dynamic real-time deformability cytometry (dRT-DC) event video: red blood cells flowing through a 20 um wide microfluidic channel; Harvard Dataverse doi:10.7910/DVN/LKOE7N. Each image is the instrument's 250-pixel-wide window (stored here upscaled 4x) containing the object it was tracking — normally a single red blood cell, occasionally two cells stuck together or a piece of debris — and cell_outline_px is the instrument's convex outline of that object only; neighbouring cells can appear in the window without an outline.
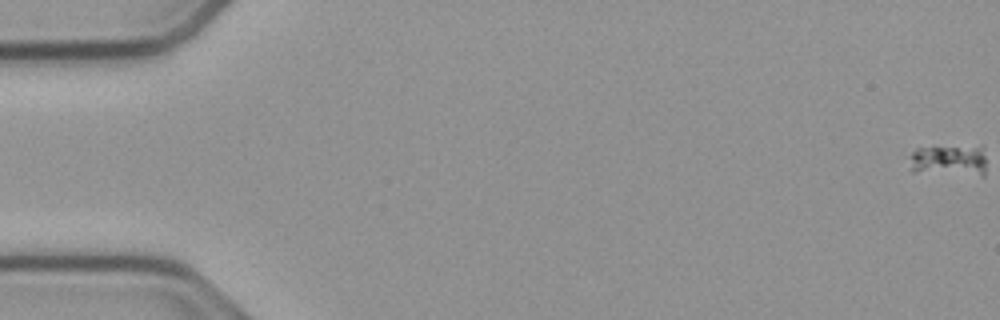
{"species": "common noctule bat (a hibernating species)", "species_latin": "Nyctalus noctula", "temperature_condition": "cold", "stored_images_in_passage": 9, "camera_frame_rate_fps": 3000, "um_per_image_px": 0.085, "animal": {"sex": "male", "body_mass_g": 23.1, "forearm_length_mm": 52.7}, "frame": {"image": 1, "passage_image": 1, "time_ms": 0.0, "image_size_px": [1000, 320], "cell_outline_px": [[984, 176], [912, 172], [912, 152], [916, 148], [984, 144]], "centroid_in_image_um": [80.74, 13.61], "position_along_channel_um": 4.3, "area_um2": 14.45}}